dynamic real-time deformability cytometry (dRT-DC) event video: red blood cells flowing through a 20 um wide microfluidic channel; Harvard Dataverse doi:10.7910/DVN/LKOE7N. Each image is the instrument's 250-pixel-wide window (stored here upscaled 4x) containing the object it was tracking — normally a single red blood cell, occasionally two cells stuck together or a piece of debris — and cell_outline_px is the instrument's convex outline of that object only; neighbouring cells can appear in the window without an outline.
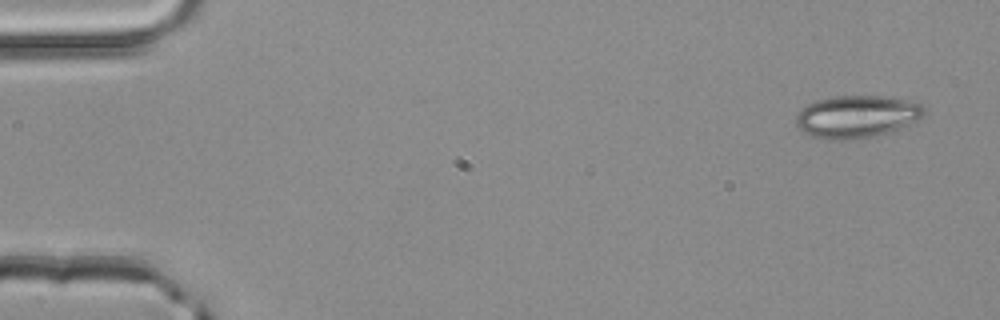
{"species": "common noctule bat (a hibernating species)", "species_latin": "Nyctalus noctula", "temperature_condition": "room temperature", "stored_images_in_passage": 3, "camera_frame_rate_fps": 3000, "um_per_image_px": 0.085, "animal": {"sex": "male", "body_mass_g": 20.4}, "frame": {"image": 1, "passage_image": 1, "time_ms": 0.0, "image_size_px": [1000, 320], "cell_outline_px": [[924, 116], [900, 128], [888, 132], [872, 136], [844, 140], [824, 140], [808, 136], [796, 124], [796, 112], [800, 108], [816, 100], [832, 96], [880, 96], [908, 100], [920, 104], [924, 108]], "centroid_in_image_um": [72.76, 9.91], "position_along_channel_um": 12.2, "area_um2": 31.73}}